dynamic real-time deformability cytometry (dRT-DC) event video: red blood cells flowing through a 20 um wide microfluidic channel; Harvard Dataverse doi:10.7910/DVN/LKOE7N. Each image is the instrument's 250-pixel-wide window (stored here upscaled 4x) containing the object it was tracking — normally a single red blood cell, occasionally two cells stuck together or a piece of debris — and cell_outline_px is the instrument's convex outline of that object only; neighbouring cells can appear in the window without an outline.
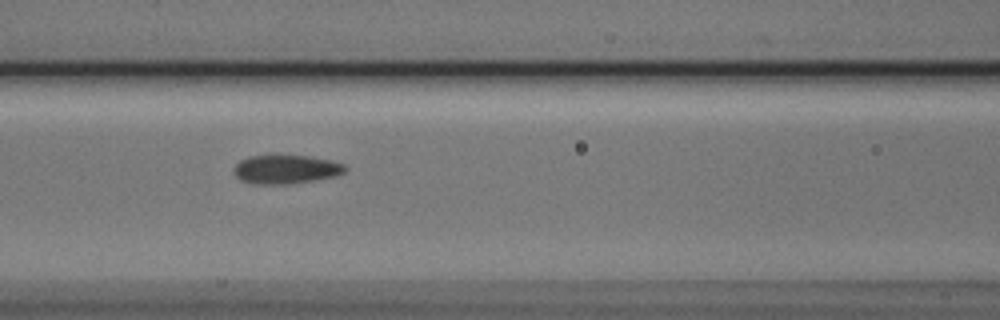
{"species": "Egyptian fruit bat (a non-hibernating species)", "species_latin": "Rousettus aegyptiacus", "temperature_condition": "cold", "stored_images_in_passage": 10, "camera_frame_rate_fps": 3000, "um_per_image_px": 0.085, "animal": {"sex": "male"}, "frame": {"image": 1, "passage_image": 6, "time_ms": 1.667, "image_size_px": [1000, 320], "cell_outline_px": [[348, 168], [344, 172], [336, 176], [288, 184], [252, 184], [240, 180], [236, 176], [232, 168], [240, 160], [248, 156], [308, 156], [328, 160], [344, 164]], "centroid_in_image_um": [24.27, 14.4], "position_along_channel_um": 142.3, "area_um2": 18.55}}
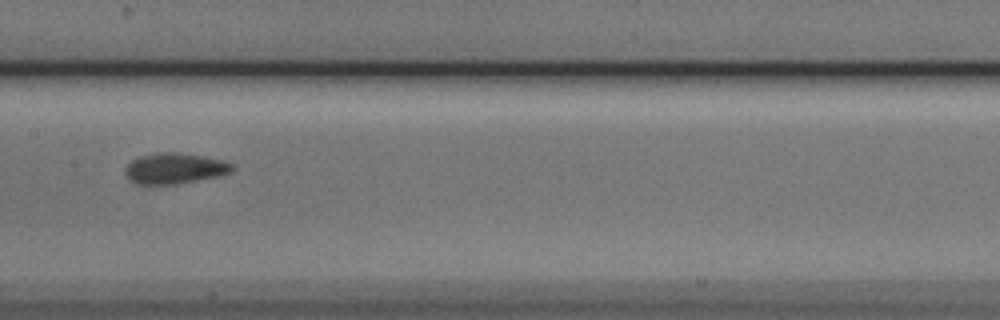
{"frame": {"image": 2, "passage_image": 7, "time_ms": 2.0, "image_size_px": [1000, 320], "cell_outline_px": [[236, 168], [232, 172], [220, 176], [176, 184], [148, 188], [136, 184], [128, 180], [124, 172], [124, 168], [132, 160], [140, 156], [164, 152], [176, 152], [200, 156], [220, 160], [232, 164]], "centroid_in_image_um": [14.77, 14.37], "position_along_channel_um": 192.6, "area_um2": 19.71}}
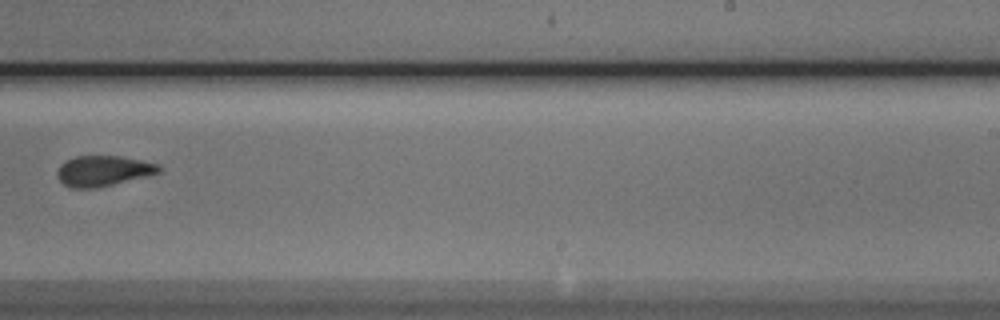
{"frame": {"image": 3, "passage_image": 9, "time_ms": 2.667, "image_size_px": [1000, 320], "cell_outline_px": [[160, 172], [96, 188], [72, 188], [64, 184], [56, 176], [56, 172], [60, 164], [76, 156], [120, 156], [160, 164]], "centroid_in_image_um": [8.73, 14.52], "position_along_channel_um": 280.3, "area_um2": 17.8}}